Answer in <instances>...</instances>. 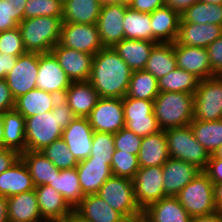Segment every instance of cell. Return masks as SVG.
<instances>
[{
    "mask_svg": "<svg viewBox=\"0 0 222 222\" xmlns=\"http://www.w3.org/2000/svg\"><path fill=\"white\" fill-rule=\"evenodd\" d=\"M128 6L135 11L148 13L165 6L164 0H128Z\"/></svg>",
    "mask_w": 222,
    "mask_h": 222,
    "instance_id": "f907efd6",
    "label": "cell"
},
{
    "mask_svg": "<svg viewBox=\"0 0 222 222\" xmlns=\"http://www.w3.org/2000/svg\"><path fill=\"white\" fill-rule=\"evenodd\" d=\"M159 92L158 81L151 73L145 70L132 72L126 96L154 101Z\"/></svg>",
    "mask_w": 222,
    "mask_h": 222,
    "instance_id": "ab89813d",
    "label": "cell"
},
{
    "mask_svg": "<svg viewBox=\"0 0 222 222\" xmlns=\"http://www.w3.org/2000/svg\"><path fill=\"white\" fill-rule=\"evenodd\" d=\"M162 170L166 196H176L201 172L196 166L171 157L163 164Z\"/></svg>",
    "mask_w": 222,
    "mask_h": 222,
    "instance_id": "ffe728a7",
    "label": "cell"
},
{
    "mask_svg": "<svg viewBox=\"0 0 222 222\" xmlns=\"http://www.w3.org/2000/svg\"><path fill=\"white\" fill-rule=\"evenodd\" d=\"M213 184L222 182V159L216 158L212 154L206 168L203 171Z\"/></svg>",
    "mask_w": 222,
    "mask_h": 222,
    "instance_id": "816d5d0a",
    "label": "cell"
},
{
    "mask_svg": "<svg viewBox=\"0 0 222 222\" xmlns=\"http://www.w3.org/2000/svg\"><path fill=\"white\" fill-rule=\"evenodd\" d=\"M189 125L195 139L210 155L222 144V119L217 121L192 120Z\"/></svg>",
    "mask_w": 222,
    "mask_h": 222,
    "instance_id": "74e56055",
    "label": "cell"
},
{
    "mask_svg": "<svg viewBox=\"0 0 222 222\" xmlns=\"http://www.w3.org/2000/svg\"><path fill=\"white\" fill-rule=\"evenodd\" d=\"M63 98L75 117L87 118L100 98L93 86L87 82H72Z\"/></svg>",
    "mask_w": 222,
    "mask_h": 222,
    "instance_id": "484cf974",
    "label": "cell"
},
{
    "mask_svg": "<svg viewBox=\"0 0 222 222\" xmlns=\"http://www.w3.org/2000/svg\"><path fill=\"white\" fill-rule=\"evenodd\" d=\"M35 189L27 166L19 158L9 169L0 174V195L11 196L29 192Z\"/></svg>",
    "mask_w": 222,
    "mask_h": 222,
    "instance_id": "cb8c5ba5",
    "label": "cell"
},
{
    "mask_svg": "<svg viewBox=\"0 0 222 222\" xmlns=\"http://www.w3.org/2000/svg\"><path fill=\"white\" fill-rule=\"evenodd\" d=\"M198 0H164L165 6L170 7L180 16Z\"/></svg>",
    "mask_w": 222,
    "mask_h": 222,
    "instance_id": "9f6ffc18",
    "label": "cell"
},
{
    "mask_svg": "<svg viewBox=\"0 0 222 222\" xmlns=\"http://www.w3.org/2000/svg\"><path fill=\"white\" fill-rule=\"evenodd\" d=\"M39 54L26 52L17 61L5 78L14 100L36 88Z\"/></svg>",
    "mask_w": 222,
    "mask_h": 222,
    "instance_id": "4fadbf2b",
    "label": "cell"
},
{
    "mask_svg": "<svg viewBox=\"0 0 222 222\" xmlns=\"http://www.w3.org/2000/svg\"><path fill=\"white\" fill-rule=\"evenodd\" d=\"M19 158L20 154L18 152L0 148V174L9 169Z\"/></svg>",
    "mask_w": 222,
    "mask_h": 222,
    "instance_id": "db71d44e",
    "label": "cell"
},
{
    "mask_svg": "<svg viewBox=\"0 0 222 222\" xmlns=\"http://www.w3.org/2000/svg\"><path fill=\"white\" fill-rule=\"evenodd\" d=\"M42 16L62 18L63 0H27L24 19Z\"/></svg>",
    "mask_w": 222,
    "mask_h": 222,
    "instance_id": "ee69618b",
    "label": "cell"
},
{
    "mask_svg": "<svg viewBox=\"0 0 222 222\" xmlns=\"http://www.w3.org/2000/svg\"><path fill=\"white\" fill-rule=\"evenodd\" d=\"M97 194L127 220L142 215L134 198L132 179L112 176L100 187Z\"/></svg>",
    "mask_w": 222,
    "mask_h": 222,
    "instance_id": "52a82bcc",
    "label": "cell"
},
{
    "mask_svg": "<svg viewBox=\"0 0 222 222\" xmlns=\"http://www.w3.org/2000/svg\"><path fill=\"white\" fill-rule=\"evenodd\" d=\"M124 38L156 42L152 36L151 18L148 13H141L128 7L124 15Z\"/></svg>",
    "mask_w": 222,
    "mask_h": 222,
    "instance_id": "8d00e7d4",
    "label": "cell"
},
{
    "mask_svg": "<svg viewBox=\"0 0 222 222\" xmlns=\"http://www.w3.org/2000/svg\"><path fill=\"white\" fill-rule=\"evenodd\" d=\"M0 53L20 56L26 53L18 27L0 32Z\"/></svg>",
    "mask_w": 222,
    "mask_h": 222,
    "instance_id": "7dc6e473",
    "label": "cell"
},
{
    "mask_svg": "<svg viewBox=\"0 0 222 222\" xmlns=\"http://www.w3.org/2000/svg\"><path fill=\"white\" fill-rule=\"evenodd\" d=\"M149 222H190L191 216L176 196H166L142 211Z\"/></svg>",
    "mask_w": 222,
    "mask_h": 222,
    "instance_id": "4316f807",
    "label": "cell"
},
{
    "mask_svg": "<svg viewBox=\"0 0 222 222\" xmlns=\"http://www.w3.org/2000/svg\"><path fill=\"white\" fill-rule=\"evenodd\" d=\"M177 67L196 76L199 80L216 76L211 68L207 48L190 47L173 43Z\"/></svg>",
    "mask_w": 222,
    "mask_h": 222,
    "instance_id": "e0dca14e",
    "label": "cell"
},
{
    "mask_svg": "<svg viewBox=\"0 0 222 222\" xmlns=\"http://www.w3.org/2000/svg\"><path fill=\"white\" fill-rule=\"evenodd\" d=\"M34 190L40 214L46 222H62L74 211L55 188L39 185Z\"/></svg>",
    "mask_w": 222,
    "mask_h": 222,
    "instance_id": "44dd1931",
    "label": "cell"
},
{
    "mask_svg": "<svg viewBox=\"0 0 222 222\" xmlns=\"http://www.w3.org/2000/svg\"><path fill=\"white\" fill-rule=\"evenodd\" d=\"M48 185L55 188L73 209L84 197L76 168L60 170Z\"/></svg>",
    "mask_w": 222,
    "mask_h": 222,
    "instance_id": "d590c367",
    "label": "cell"
},
{
    "mask_svg": "<svg viewBox=\"0 0 222 222\" xmlns=\"http://www.w3.org/2000/svg\"><path fill=\"white\" fill-rule=\"evenodd\" d=\"M212 155L216 158L222 159V144L215 150Z\"/></svg>",
    "mask_w": 222,
    "mask_h": 222,
    "instance_id": "03108f58",
    "label": "cell"
},
{
    "mask_svg": "<svg viewBox=\"0 0 222 222\" xmlns=\"http://www.w3.org/2000/svg\"><path fill=\"white\" fill-rule=\"evenodd\" d=\"M164 131L169 157L183 160L204 171L210 153L195 139L190 125L169 128Z\"/></svg>",
    "mask_w": 222,
    "mask_h": 222,
    "instance_id": "5b68a950",
    "label": "cell"
},
{
    "mask_svg": "<svg viewBox=\"0 0 222 222\" xmlns=\"http://www.w3.org/2000/svg\"><path fill=\"white\" fill-rule=\"evenodd\" d=\"M114 151V134L94 131L91 153L88 158H94V160L99 161H111Z\"/></svg>",
    "mask_w": 222,
    "mask_h": 222,
    "instance_id": "bcb514c9",
    "label": "cell"
},
{
    "mask_svg": "<svg viewBox=\"0 0 222 222\" xmlns=\"http://www.w3.org/2000/svg\"><path fill=\"white\" fill-rule=\"evenodd\" d=\"M126 222H149L145 217L144 215L142 214L141 216L139 217H136V218H132V219H128L126 220Z\"/></svg>",
    "mask_w": 222,
    "mask_h": 222,
    "instance_id": "e7e4bbea",
    "label": "cell"
},
{
    "mask_svg": "<svg viewBox=\"0 0 222 222\" xmlns=\"http://www.w3.org/2000/svg\"><path fill=\"white\" fill-rule=\"evenodd\" d=\"M111 169L113 176L133 179L140 169L138 156L115 150L111 160Z\"/></svg>",
    "mask_w": 222,
    "mask_h": 222,
    "instance_id": "f6af8a7d",
    "label": "cell"
},
{
    "mask_svg": "<svg viewBox=\"0 0 222 222\" xmlns=\"http://www.w3.org/2000/svg\"><path fill=\"white\" fill-rule=\"evenodd\" d=\"M59 96L35 88L15 100L14 109L25 118L52 111Z\"/></svg>",
    "mask_w": 222,
    "mask_h": 222,
    "instance_id": "1f68e13d",
    "label": "cell"
},
{
    "mask_svg": "<svg viewBox=\"0 0 222 222\" xmlns=\"http://www.w3.org/2000/svg\"><path fill=\"white\" fill-rule=\"evenodd\" d=\"M59 43L66 48L92 55L104 48L97 24L62 23Z\"/></svg>",
    "mask_w": 222,
    "mask_h": 222,
    "instance_id": "8fae6325",
    "label": "cell"
},
{
    "mask_svg": "<svg viewBox=\"0 0 222 222\" xmlns=\"http://www.w3.org/2000/svg\"><path fill=\"white\" fill-rule=\"evenodd\" d=\"M152 36L157 43L176 41L181 16L170 7L163 6L150 13Z\"/></svg>",
    "mask_w": 222,
    "mask_h": 222,
    "instance_id": "83f0119b",
    "label": "cell"
},
{
    "mask_svg": "<svg viewBox=\"0 0 222 222\" xmlns=\"http://www.w3.org/2000/svg\"><path fill=\"white\" fill-rule=\"evenodd\" d=\"M62 18L34 17L23 19L19 24L24 49L29 53H48L60 41Z\"/></svg>",
    "mask_w": 222,
    "mask_h": 222,
    "instance_id": "3957f363",
    "label": "cell"
},
{
    "mask_svg": "<svg viewBox=\"0 0 222 222\" xmlns=\"http://www.w3.org/2000/svg\"><path fill=\"white\" fill-rule=\"evenodd\" d=\"M87 119L96 132L117 133L125 128L123 98H99Z\"/></svg>",
    "mask_w": 222,
    "mask_h": 222,
    "instance_id": "7c38bea8",
    "label": "cell"
},
{
    "mask_svg": "<svg viewBox=\"0 0 222 222\" xmlns=\"http://www.w3.org/2000/svg\"><path fill=\"white\" fill-rule=\"evenodd\" d=\"M27 0H0V32L18 27Z\"/></svg>",
    "mask_w": 222,
    "mask_h": 222,
    "instance_id": "7bdbcfd3",
    "label": "cell"
},
{
    "mask_svg": "<svg viewBox=\"0 0 222 222\" xmlns=\"http://www.w3.org/2000/svg\"><path fill=\"white\" fill-rule=\"evenodd\" d=\"M76 169L84 196L97 194L107 179L113 176L111 161L87 158L79 161Z\"/></svg>",
    "mask_w": 222,
    "mask_h": 222,
    "instance_id": "d6986e66",
    "label": "cell"
},
{
    "mask_svg": "<svg viewBox=\"0 0 222 222\" xmlns=\"http://www.w3.org/2000/svg\"><path fill=\"white\" fill-rule=\"evenodd\" d=\"M222 119V76L200 80L194 94L193 120L217 121Z\"/></svg>",
    "mask_w": 222,
    "mask_h": 222,
    "instance_id": "ba28073f",
    "label": "cell"
},
{
    "mask_svg": "<svg viewBox=\"0 0 222 222\" xmlns=\"http://www.w3.org/2000/svg\"><path fill=\"white\" fill-rule=\"evenodd\" d=\"M9 222H46L39 211L35 190L7 198Z\"/></svg>",
    "mask_w": 222,
    "mask_h": 222,
    "instance_id": "d4e9b609",
    "label": "cell"
},
{
    "mask_svg": "<svg viewBox=\"0 0 222 222\" xmlns=\"http://www.w3.org/2000/svg\"><path fill=\"white\" fill-rule=\"evenodd\" d=\"M190 222H222V211L191 217Z\"/></svg>",
    "mask_w": 222,
    "mask_h": 222,
    "instance_id": "6f0895ef",
    "label": "cell"
},
{
    "mask_svg": "<svg viewBox=\"0 0 222 222\" xmlns=\"http://www.w3.org/2000/svg\"><path fill=\"white\" fill-rule=\"evenodd\" d=\"M15 100L13 99L6 80H0V113L13 110Z\"/></svg>",
    "mask_w": 222,
    "mask_h": 222,
    "instance_id": "f5cc1de1",
    "label": "cell"
},
{
    "mask_svg": "<svg viewBox=\"0 0 222 222\" xmlns=\"http://www.w3.org/2000/svg\"><path fill=\"white\" fill-rule=\"evenodd\" d=\"M156 44L157 42L147 40L124 38L112 48L134 72L145 69L150 53Z\"/></svg>",
    "mask_w": 222,
    "mask_h": 222,
    "instance_id": "f1b7e54d",
    "label": "cell"
},
{
    "mask_svg": "<svg viewBox=\"0 0 222 222\" xmlns=\"http://www.w3.org/2000/svg\"><path fill=\"white\" fill-rule=\"evenodd\" d=\"M207 51L213 73L222 76V36L211 43Z\"/></svg>",
    "mask_w": 222,
    "mask_h": 222,
    "instance_id": "681fc988",
    "label": "cell"
},
{
    "mask_svg": "<svg viewBox=\"0 0 222 222\" xmlns=\"http://www.w3.org/2000/svg\"><path fill=\"white\" fill-rule=\"evenodd\" d=\"M71 83L52 52L39 54L36 88L63 97Z\"/></svg>",
    "mask_w": 222,
    "mask_h": 222,
    "instance_id": "5bb4252c",
    "label": "cell"
},
{
    "mask_svg": "<svg viewBox=\"0 0 222 222\" xmlns=\"http://www.w3.org/2000/svg\"><path fill=\"white\" fill-rule=\"evenodd\" d=\"M75 118L63 97H59L52 111L25 118L26 150L41 151L62 138L65 129Z\"/></svg>",
    "mask_w": 222,
    "mask_h": 222,
    "instance_id": "7a4b0ae2",
    "label": "cell"
},
{
    "mask_svg": "<svg viewBox=\"0 0 222 222\" xmlns=\"http://www.w3.org/2000/svg\"><path fill=\"white\" fill-rule=\"evenodd\" d=\"M99 1L102 6L108 5V4H117V3L128 2V0H99Z\"/></svg>",
    "mask_w": 222,
    "mask_h": 222,
    "instance_id": "be15d7a7",
    "label": "cell"
},
{
    "mask_svg": "<svg viewBox=\"0 0 222 222\" xmlns=\"http://www.w3.org/2000/svg\"><path fill=\"white\" fill-rule=\"evenodd\" d=\"M180 23L222 26V5L197 1L181 15Z\"/></svg>",
    "mask_w": 222,
    "mask_h": 222,
    "instance_id": "60d3db41",
    "label": "cell"
},
{
    "mask_svg": "<svg viewBox=\"0 0 222 222\" xmlns=\"http://www.w3.org/2000/svg\"><path fill=\"white\" fill-rule=\"evenodd\" d=\"M199 2L208 3V4H218L222 5V0H198Z\"/></svg>",
    "mask_w": 222,
    "mask_h": 222,
    "instance_id": "003e7915",
    "label": "cell"
},
{
    "mask_svg": "<svg viewBox=\"0 0 222 222\" xmlns=\"http://www.w3.org/2000/svg\"><path fill=\"white\" fill-rule=\"evenodd\" d=\"M4 119L3 113H0V146L3 148V133H4Z\"/></svg>",
    "mask_w": 222,
    "mask_h": 222,
    "instance_id": "6125c7cd",
    "label": "cell"
},
{
    "mask_svg": "<svg viewBox=\"0 0 222 222\" xmlns=\"http://www.w3.org/2000/svg\"><path fill=\"white\" fill-rule=\"evenodd\" d=\"M28 168L35 187L48 185L60 173L58 169L41 151L26 150L20 154Z\"/></svg>",
    "mask_w": 222,
    "mask_h": 222,
    "instance_id": "d6a6232c",
    "label": "cell"
},
{
    "mask_svg": "<svg viewBox=\"0 0 222 222\" xmlns=\"http://www.w3.org/2000/svg\"><path fill=\"white\" fill-rule=\"evenodd\" d=\"M102 5L99 0H63V23L97 24Z\"/></svg>",
    "mask_w": 222,
    "mask_h": 222,
    "instance_id": "4dcf8cb0",
    "label": "cell"
},
{
    "mask_svg": "<svg viewBox=\"0 0 222 222\" xmlns=\"http://www.w3.org/2000/svg\"><path fill=\"white\" fill-rule=\"evenodd\" d=\"M132 181L134 198L141 211L166 197L162 166L140 167Z\"/></svg>",
    "mask_w": 222,
    "mask_h": 222,
    "instance_id": "30bf717a",
    "label": "cell"
},
{
    "mask_svg": "<svg viewBox=\"0 0 222 222\" xmlns=\"http://www.w3.org/2000/svg\"><path fill=\"white\" fill-rule=\"evenodd\" d=\"M18 56L0 53V80H4L13 69Z\"/></svg>",
    "mask_w": 222,
    "mask_h": 222,
    "instance_id": "11a10c76",
    "label": "cell"
},
{
    "mask_svg": "<svg viewBox=\"0 0 222 222\" xmlns=\"http://www.w3.org/2000/svg\"><path fill=\"white\" fill-rule=\"evenodd\" d=\"M3 148L19 154L26 151L25 117L15 109L4 112Z\"/></svg>",
    "mask_w": 222,
    "mask_h": 222,
    "instance_id": "836d02e7",
    "label": "cell"
},
{
    "mask_svg": "<svg viewBox=\"0 0 222 222\" xmlns=\"http://www.w3.org/2000/svg\"><path fill=\"white\" fill-rule=\"evenodd\" d=\"M41 152L60 170L76 168L78 165L77 159L69 151L63 138L53 141Z\"/></svg>",
    "mask_w": 222,
    "mask_h": 222,
    "instance_id": "b9f144b4",
    "label": "cell"
},
{
    "mask_svg": "<svg viewBox=\"0 0 222 222\" xmlns=\"http://www.w3.org/2000/svg\"><path fill=\"white\" fill-rule=\"evenodd\" d=\"M160 92H186L195 94L199 79L181 68H176L166 76L157 79Z\"/></svg>",
    "mask_w": 222,
    "mask_h": 222,
    "instance_id": "f35d334b",
    "label": "cell"
},
{
    "mask_svg": "<svg viewBox=\"0 0 222 222\" xmlns=\"http://www.w3.org/2000/svg\"><path fill=\"white\" fill-rule=\"evenodd\" d=\"M176 197L191 217L208 215L217 211L214 204L213 183L203 171Z\"/></svg>",
    "mask_w": 222,
    "mask_h": 222,
    "instance_id": "8992f818",
    "label": "cell"
},
{
    "mask_svg": "<svg viewBox=\"0 0 222 222\" xmlns=\"http://www.w3.org/2000/svg\"><path fill=\"white\" fill-rule=\"evenodd\" d=\"M125 128L140 137L161 131L154 114V102L123 97Z\"/></svg>",
    "mask_w": 222,
    "mask_h": 222,
    "instance_id": "9c48e42d",
    "label": "cell"
},
{
    "mask_svg": "<svg viewBox=\"0 0 222 222\" xmlns=\"http://www.w3.org/2000/svg\"><path fill=\"white\" fill-rule=\"evenodd\" d=\"M222 36V26L215 24L179 23L176 43L190 47L207 48Z\"/></svg>",
    "mask_w": 222,
    "mask_h": 222,
    "instance_id": "603a6c76",
    "label": "cell"
},
{
    "mask_svg": "<svg viewBox=\"0 0 222 222\" xmlns=\"http://www.w3.org/2000/svg\"><path fill=\"white\" fill-rule=\"evenodd\" d=\"M213 196L217 211H222V182L213 184Z\"/></svg>",
    "mask_w": 222,
    "mask_h": 222,
    "instance_id": "680465c9",
    "label": "cell"
},
{
    "mask_svg": "<svg viewBox=\"0 0 222 222\" xmlns=\"http://www.w3.org/2000/svg\"><path fill=\"white\" fill-rule=\"evenodd\" d=\"M51 52L71 82L89 81L94 55L66 48L60 43L54 46Z\"/></svg>",
    "mask_w": 222,
    "mask_h": 222,
    "instance_id": "2e32d148",
    "label": "cell"
},
{
    "mask_svg": "<svg viewBox=\"0 0 222 222\" xmlns=\"http://www.w3.org/2000/svg\"><path fill=\"white\" fill-rule=\"evenodd\" d=\"M132 72L113 48L104 47L93 56L88 82L100 98H123L126 96Z\"/></svg>",
    "mask_w": 222,
    "mask_h": 222,
    "instance_id": "6da1fadb",
    "label": "cell"
},
{
    "mask_svg": "<svg viewBox=\"0 0 222 222\" xmlns=\"http://www.w3.org/2000/svg\"><path fill=\"white\" fill-rule=\"evenodd\" d=\"M141 143L142 137L126 128H122L114 134L115 150H121L122 152L138 156Z\"/></svg>",
    "mask_w": 222,
    "mask_h": 222,
    "instance_id": "c3c4849f",
    "label": "cell"
},
{
    "mask_svg": "<svg viewBox=\"0 0 222 222\" xmlns=\"http://www.w3.org/2000/svg\"><path fill=\"white\" fill-rule=\"evenodd\" d=\"M176 68L173 43H157L150 53L144 70L159 79Z\"/></svg>",
    "mask_w": 222,
    "mask_h": 222,
    "instance_id": "e575fe53",
    "label": "cell"
},
{
    "mask_svg": "<svg viewBox=\"0 0 222 222\" xmlns=\"http://www.w3.org/2000/svg\"><path fill=\"white\" fill-rule=\"evenodd\" d=\"M0 222H9L7 212V198L0 195Z\"/></svg>",
    "mask_w": 222,
    "mask_h": 222,
    "instance_id": "91938a15",
    "label": "cell"
},
{
    "mask_svg": "<svg viewBox=\"0 0 222 222\" xmlns=\"http://www.w3.org/2000/svg\"><path fill=\"white\" fill-rule=\"evenodd\" d=\"M74 212L88 222H126V218L114 210L98 194L84 196Z\"/></svg>",
    "mask_w": 222,
    "mask_h": 222,
    "instance_id": "7402d4cb",
    "label": "cell"
},
{
    "mask_svg": "<svg viewBox=\"0 0 222 222\" xmlns=\"http://www.w3.org/2000/svg\"><path fill=\"white\" fill-rule=\"evenodd\" d=\"M154 102V114L161 130L183 127L194 116V94L159 92Z\"/></svg>",
    "mask_w": 222,
    "mask_h": 222,
    "instance_id": "277c9868",
    "label": "cell"
},
{
    "mask_svg": "<svg viewBox=\"0 0 222 222\" xmlns=\"http://www.w3.org/2000/svg\"><path fill=\"white\" fill-rule=\"evenodd\" d=\"M128 7V2L108 4L101 7L97 26L104 47L112 48L124 39L123 21Z\"/></svg>",
    "mask_w": 222,
    "mask_h": 222,
    "instance_id": "9a60e30c",
    "label": "cell"
},
{
    "mask_svg": "<svg viewBox=\"0 0 222 222\" xmlns=\"http://www.w3.org/2000/svg\"><path fill=\"white\" fill-rule=\"evenodd\" d=\"M62 222H88L82 219L79 215H77L74 211L67 216Z\"/></svg>",
    "mask_w": 222,
    "mask_h": 222,
    "instance_id": "94428289",
    "label": "cell"
},
{
    "mask_svg": "<svg viewBox=\"0 0 222 222\" xmlns=\"http://www.w3.org/2000/svg\"><path fill=\"white\" fill-rule=\"evenodd\" d=\"M94 130L87 118L75 117L63 129L62 138L77 161L87 159L91 153Z\"/></svg>",
    "mask_w": 222,
    "mask_h": 222,
    "instance_id": "ac0fdd59",
    "label": "cell"
},
{
    "mask_svg": "<svg viewBox=\"0 0 222 222\" xmlns=\"http://www.w3.org/2000/svg\"><path fill=\"white\" fill-rule=\"evenodd\" d=\"M168 159V145L164 130L142 137L138 153L140 167L163 166Z\"/></svg>",
    "mask_w": 222,
    "mask_h": 222,
    "instance_id": "f546056e",
    "label": "cell"
}]
</instances>
